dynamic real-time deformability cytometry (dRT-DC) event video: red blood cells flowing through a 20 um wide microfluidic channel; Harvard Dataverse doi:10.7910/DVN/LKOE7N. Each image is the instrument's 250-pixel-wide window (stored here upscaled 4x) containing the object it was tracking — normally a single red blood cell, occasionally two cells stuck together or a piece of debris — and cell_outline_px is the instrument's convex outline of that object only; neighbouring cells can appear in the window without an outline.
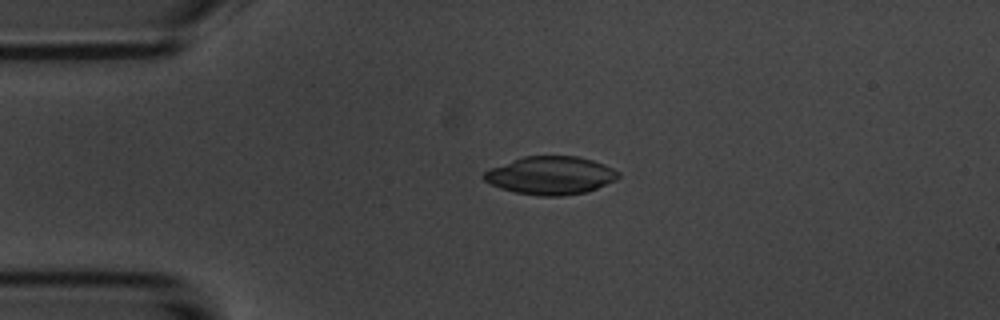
{"species": "common noctule bat (a hibernating species)", "species_latin": "Nyctalus noctula", "temperature_condition": "room temperature", "stored_images_in_passage": 1, "camera_frame_rate_fps": 3000, "um_per_image_px": 0.085, "animal": {"sex": "male", "body_mass_g": 20.1, "forearm_length_mm": 53.5}, "frame": {"image": 1, "passage_image": 1, "time_ms": 0.0, "image_size_px": [1000, 320], "cell_outline_px": [[620, 176], [616, 180], [588, 192], [564, 196], [540, 196], [516, 192], [500, 188], [484, 180], [480, 176], [484, 172], [492, 168], [524, 156], [576, 156], [592, 160], [604, 164], [620, 172]], "centroid_in_image_um": [46.83, 14.92], "position_along_channel_um": 38.2, "area_um2": 29.77}}